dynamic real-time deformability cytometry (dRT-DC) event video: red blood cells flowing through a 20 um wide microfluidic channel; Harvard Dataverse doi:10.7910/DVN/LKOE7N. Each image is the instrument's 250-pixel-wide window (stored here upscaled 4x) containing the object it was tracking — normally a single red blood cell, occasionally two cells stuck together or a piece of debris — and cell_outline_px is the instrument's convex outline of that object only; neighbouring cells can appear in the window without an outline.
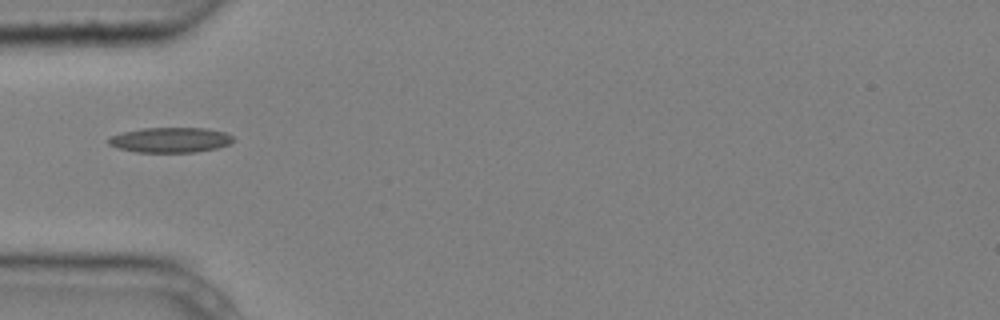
{"species": "common noctule bat (a hibernating species)", "species_latin": "Nyctalus noctula", "temperature_condition": "cold", "stored_images_in_passage": 4, "camera_frame_rate_fps": 3000, "um_per_image_px": 0.085, "animal": {"sex": "male", "body_mass_g": 20.4}, "frame": {"image": 1, "passage_image": 4, "time_ms": 1.0, "image_size_px": [1000, 320], "cell_outline_px": [[236, 140], [228, 144], [216, 148], [196, 152], [136, 152], [116, 148], [108, 144], [108, 136], [140, 128], [204, 128], [224, 132], [232, 136]], "centroid_in_image_um": [14.44, 11.89], "position_along_channel_um": 70.6, "area_um2": 18.32}}